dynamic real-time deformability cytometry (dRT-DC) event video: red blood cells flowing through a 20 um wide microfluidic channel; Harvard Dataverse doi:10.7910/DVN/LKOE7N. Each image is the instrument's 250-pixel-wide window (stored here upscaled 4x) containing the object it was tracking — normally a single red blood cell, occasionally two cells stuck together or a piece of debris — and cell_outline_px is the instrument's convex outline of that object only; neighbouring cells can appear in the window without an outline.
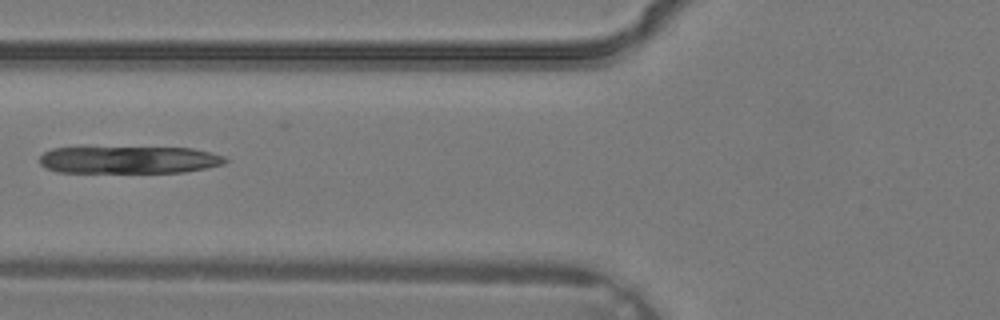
{"species": "common noctule bat (a hibernating species)", "species_latin": "Nyctalus noctula", "temperature_condition": "warm", "stored_images_in_passage": 3, "camera_frame_rate_fps": 3000, "um_per_image_px": 0.085, "animal": {"sex": "male", "body_mass_g": 19.2, "forearm_length_mm": 51.8}, "frame": {"image": 1, "passage_image": 3, "time_ms": 0.667, "image_size_px": [1000, 320], "cell_outline_px": [[228, 160], [224, 164], [184, 172], [56, 172], [44, 168], [40, 164], [40, 156], [44, 152], [52, 148], [192, 148], [224, 156]], "centroid_in_image_um": [10.93, 13.59], "position_along_channel_um": 114.9, "area_um2": 29.3}}